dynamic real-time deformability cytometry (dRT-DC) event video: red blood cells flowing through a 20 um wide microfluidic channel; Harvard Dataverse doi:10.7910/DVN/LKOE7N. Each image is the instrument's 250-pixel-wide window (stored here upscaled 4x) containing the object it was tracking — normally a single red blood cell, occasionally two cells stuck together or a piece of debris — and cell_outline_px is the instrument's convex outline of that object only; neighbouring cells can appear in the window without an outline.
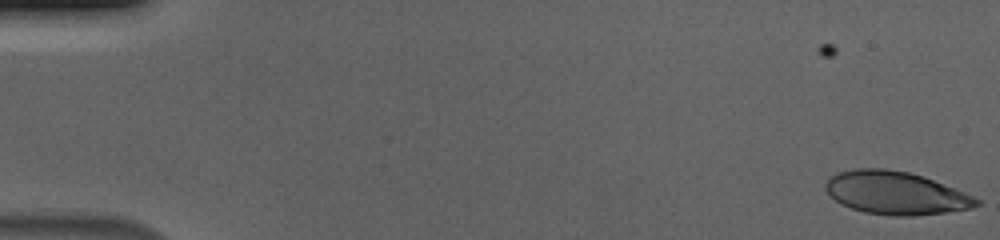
{"species": "human", "species_latin": "Homo sapiens", "temperature_condition": "cold", "stored_images_in_passage": 55, "camera_frame_rate_fps": 3000, "um_per_image_px": 0.085, "donor": {"sex": "male"}, "frame": {"image": 1, "passage_image": 1, "time_ms": 0.0, "image_size_px": [1000, 240], "cell_outline_px": [[980, 204], [972, 208], [944, 212], [912, 216], [896, 216], [864, 212], [840, 204], [824, 188], [824, 184], [832, 176], [840, 172], [852, 168], [884, 168], [908, 172], [924, 176], [964, 192], [980, 200]], "centroid_in_image_um": [76.13, 16.39], "position_along_channel_um": 8.9, "area_um2": 37.57}}
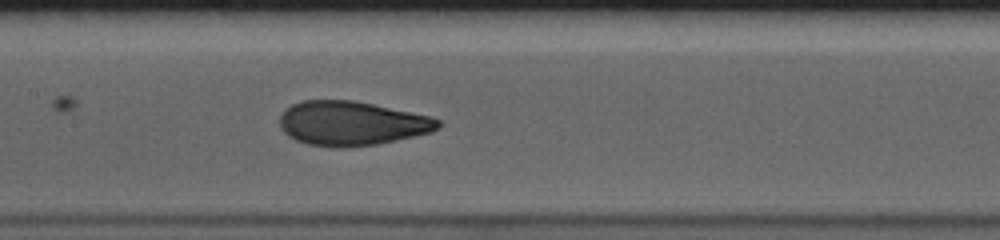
{"frame": {"image": 2, "passage_image": 28, "time_ms": 9.0, "image_size_px": [1000, 240], "cell_outline_px": [[444, 124], [440, 128], [432, 132], [396, 140], [376, 144], [308, 144], [296, 140], [288, 136], [280, 128], [280, 116], [292, 104], [304, 100], [352, 100], [432, 116], [440, 120]], "centroid_in_image_um": [29.95, 10.44], "position_along_channel_um": 177.4, "area_um2": 39.88}}
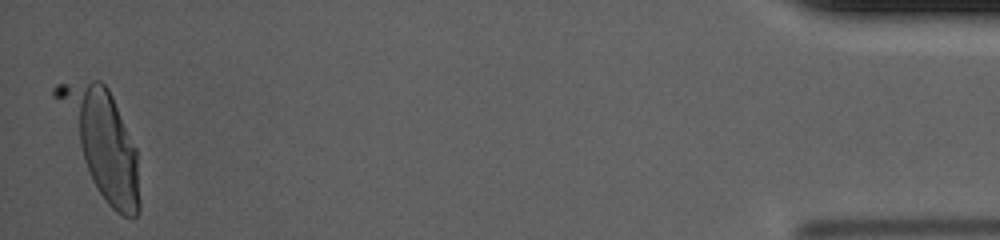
{"frame": {"image": 3, "passage_image": 55, "time_ms": 18.0, "image_size_px": [1000, 240], "cell_outline_px": [[140, 212], [132, 220], [116, 212], [108, 204], [96, 188], [92, 180], [52, 96], [52, 88], [56, 84], [92, 80], [100, 80], [108, 88], [112, 96], [136, 148], [140, 200]], "centroid_in_image_um": [8.65, 12.09], "position_along_channel_um": 426.5, "area_um2": 49.53}, "authors_computed_cell_mechanics": {"area_um2": 40.0554, "velocity_mm_per_s": 3.6853, "shape_relaxation_time_tau1_ms": 6.93, "shape_relaxation_time_tau2_ms": null, "deformation_change_tau1": 0.2374, "deformation_change_tau2": null}}